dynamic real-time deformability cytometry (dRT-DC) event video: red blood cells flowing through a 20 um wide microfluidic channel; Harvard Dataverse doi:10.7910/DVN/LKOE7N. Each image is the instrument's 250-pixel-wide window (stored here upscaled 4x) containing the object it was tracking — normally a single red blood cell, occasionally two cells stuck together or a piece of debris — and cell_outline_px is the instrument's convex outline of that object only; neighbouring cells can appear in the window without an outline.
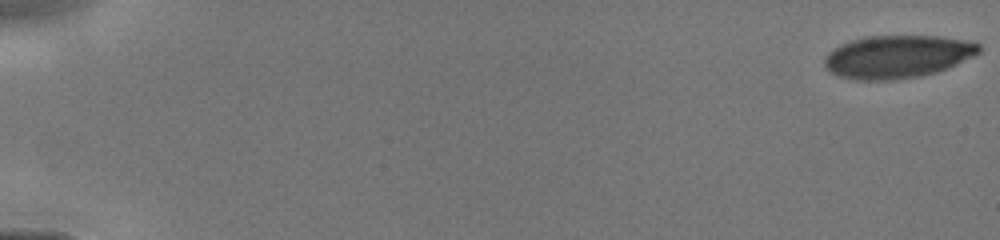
{"species": "human", "species_latin": "Homo sapiens", "temperature_condition": "cold", "stored_images_in_passage": 42, "camera_frame_rate_fps": 3000, "um_per_image_px": 0.085, "donor": {"sex": "male"}, "frame": {"image": 1, "passage_image": 1, "time_ms": 0.0, "image_size_px": [1000, 240], "cell_outline_px": [[980, 52], [948, 68], [936, 72], [920, 76], [892, 80], [856, 80], [840, 76], [832, 72], [824, 64], [824, 56], [832, 48], [848, 40], [864, 36], [940, 36], [976, 40], [980, 44]], "centroid_in_image_um": [76.29, 4.79], "position_along_channel_um": 8.7, "area_um2": 38.96}}
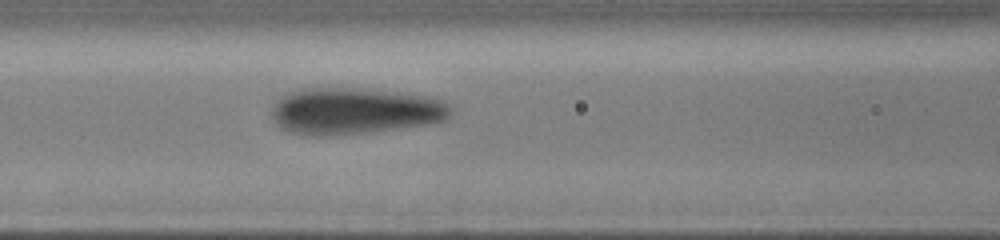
{"frame": {"image": 2, "passage_image": 23, "time_ms": 7.0, "image_size_px": [1000, 240], "cell_outline_px": [[452, 112], [444, 120], [432, 124], [372, 132], [324, 136], [312, 136], [288, 132], [280, 128], [276, 124], [272, 116], [272, 108], [276, 100], [280, 96], [288, 92], [304, 88], [356, 88], [424, 96], [444, 100], [452, 108]], "centroid_in_image_um": [30.1, 9.45], "position_along_channel_um": 136.5, "area_um2": 48.78}}
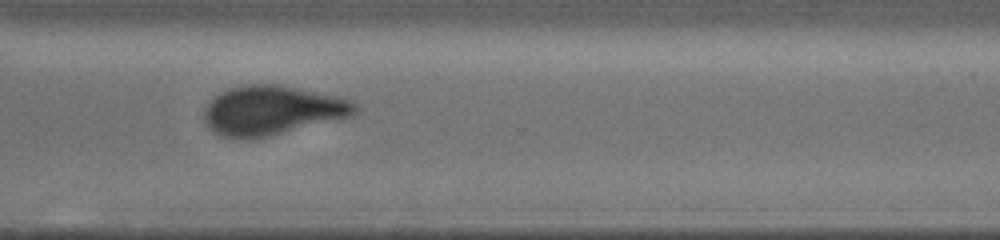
{"frame": {"image": 3, "passage_image": 41, "time_ms": 11.667, "image_size_px": [1000, 240], "cell_outline_px": [[356, 112], [348, 116], [268, 136], [248, 140], [232, 140], [208, 128], [204, 124], [204, 108], [220, 92], [232, 88], [248, 84], [276, 84], [336, 96], [352, 100], [356, 104]], "centroid_in_image_um": [23.05, 9.4], "position_along_channel_um": 347.6, "area_um2": 42.83}}